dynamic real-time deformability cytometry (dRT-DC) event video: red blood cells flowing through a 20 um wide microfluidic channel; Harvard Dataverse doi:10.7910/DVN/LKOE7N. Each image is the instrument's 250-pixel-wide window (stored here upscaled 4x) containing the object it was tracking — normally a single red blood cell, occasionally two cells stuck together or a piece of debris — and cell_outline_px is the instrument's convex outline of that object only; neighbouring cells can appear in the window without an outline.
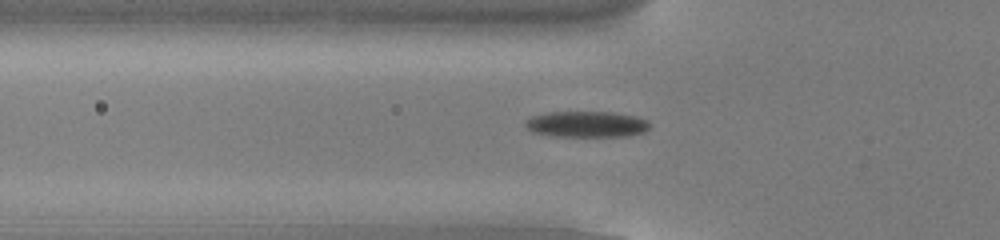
{"species": "common noctule bat (a hibernating species)", "species_latin": "Nyctalus noctula", "temperature_condition": "cold", "stored_images_in_passage": 55, "camera_frame_rate_fps": 3000, "um_per_image_px": 0.085, "animal": {"sex": "male", "body_mass_g": 13.0, "forearm_length_mm": 53.1}, "frame": {"image": 1, "passage_image": 19, "time_ms": 6.0, "image_size_px": [1000, 240], "cell_outline_px": [[648, 128], [644, 132], [628, 136], [552, 136], [532, 132], [524, 124], [524, 120], [532, 116], [548, 112], [612, 112], [636, 116], [648, 120]], "centroid_in_image_um": [49.84, 10.55], "position_along_channel_um": 76.0, "area_um2": 18.9}}
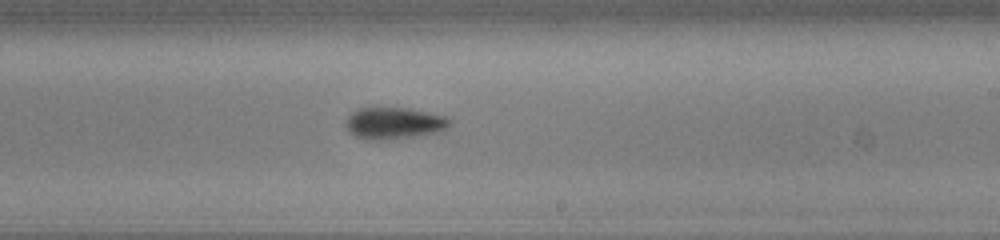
{"frame": {"image": 2, "passage_image": 33, "time_ms": 10.667, "image_size_px": [1000, 240], "cell_outline_px": [[452, 124], [444, 132], [380, 140], [368, 140], [356, 136], [348, 132], [348, 116], [352, 112], [360, 108], [408, 108], [448, 116], [452, 120]], "centroid_in_image_um": [33.59, 10.47], "position_along_channel_um": 255.4, "area_um2": 19.25}}
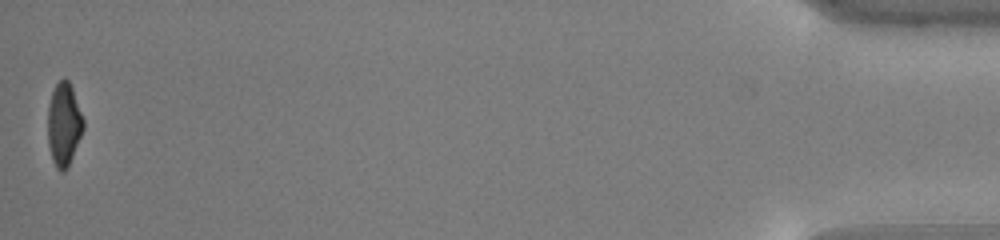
{"frame": {"image": 3, "passage_image": 54, "time_ms": 17.667, "image_size_px": [1000, 240], "cell_outline_px": [[84, 128], [68, 168], [64, 172], [60, 172], [56, 168], [52, 160], [48, 144], [48, 104], [52, 92], [56, 84], [64, 76], [68, 80], [72, 88], [84, 120]], "centroid_in_image_um": [5.42, 10.59], "position_along_channel_um": 429.8, "area_um2": 17.34}}